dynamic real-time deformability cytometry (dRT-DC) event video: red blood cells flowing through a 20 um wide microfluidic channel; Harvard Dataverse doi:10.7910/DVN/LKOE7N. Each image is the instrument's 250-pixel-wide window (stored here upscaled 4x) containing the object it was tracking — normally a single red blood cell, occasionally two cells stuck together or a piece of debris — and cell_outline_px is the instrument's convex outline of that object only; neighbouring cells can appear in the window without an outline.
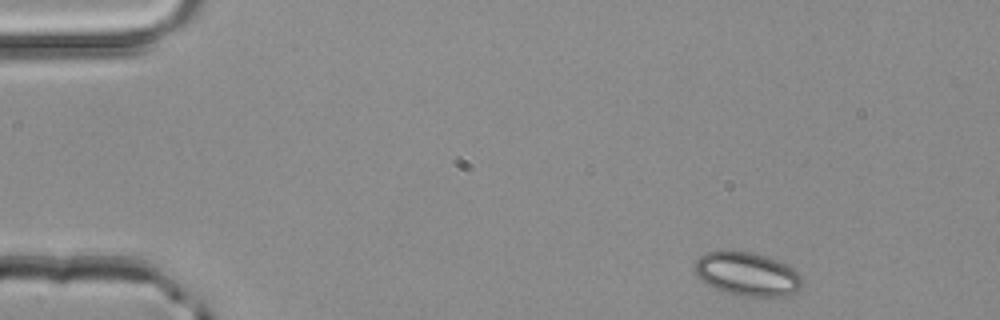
{"species": "common noctule bat (a hibernating species)", "species_latin": "Nyctalus noctula", "temperature_condition": "room temperature", "stored_images_in_passage": 2, "camera_frame_rate_fps": 3000, "um_per_image_px": 0.085, "animal": {"sex": "male", "body_mass_g": 20.4}, "frame": {"image": 1, "passage_image": 1, "time_ms": 0.0, "image_size_px": [1000, 320], "cell_outline_px": [[804, 284], [796, 292], [788, 296], [736, 296], [716, 288], [708, 284], [696, 276], [696, 260], [704, 252], [720, 248], [732, 248], [752, 252], [768, 256], [788, 264], [800, 276]], "centroid_in_image_um": [63.51, 23.24], "position_along_channel_um": 21.5, "area_um2": 28.09}}